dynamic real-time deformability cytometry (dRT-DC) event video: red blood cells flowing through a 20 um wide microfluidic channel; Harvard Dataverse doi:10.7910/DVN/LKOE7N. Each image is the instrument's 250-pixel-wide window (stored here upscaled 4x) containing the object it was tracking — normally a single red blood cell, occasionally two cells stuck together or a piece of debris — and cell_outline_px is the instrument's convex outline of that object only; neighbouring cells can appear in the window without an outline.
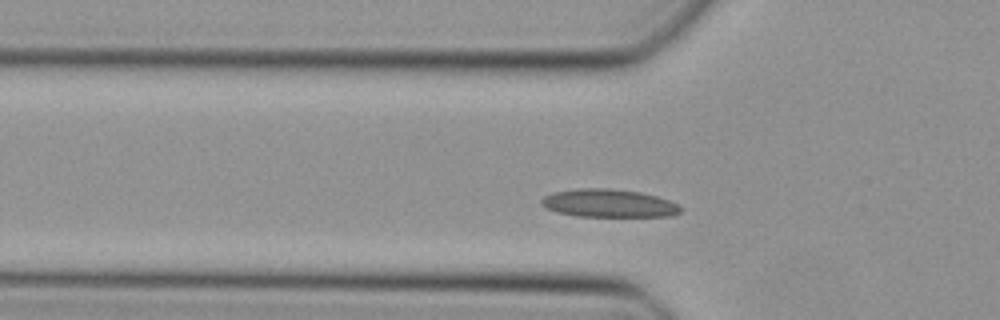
{"species": "Egyptian fruit bat (a non-hibernating species)", "species_latin": "Rousettus aegyptiacus", "temperature_condition": "cold", "stored_images_in_passage": 36, "camera_frame_rate_fps": 3000, "um_per_image_px": 0.085, "animal": {"sex": "female"}, "frame": {"image": 1, "passage_image": 3, "time_ms": 0.667, "image_size_px": [1000, 320], "cell_outline_px": [[684, 208], [680, 212], [672, 216], [576, 216], [556, 212], [540, 204], [540, 200], [544, 196], [552, 192], [576, 188], [612, 188], [640, 192], [656, 196], [668, 200]], "centroid_in_image_um": [51.72, 17.27], "position_along_channel_um": 74.1, "area_um2": 22.83}}
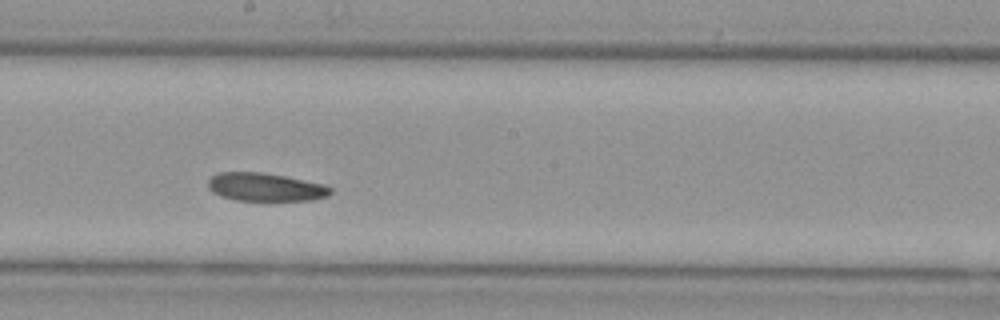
{"frame": {"image": 2, "passage_image": 14, "time_ms": 4.333, "image_size_px": [1000, 320], "cell_outline_px": [[332, 192], [328, 196], [312, 200], [236, 200], [220, 196], [212, 192], [208, 188], [208, 180], [212, 176], [220, 172], [260, 172], [284, 176], [324, 184], [332, 188]], "centroid_in_image_um": [22.55, 15.9], "position_along_channel_um": 225.7, "area_um2": 20.06}}
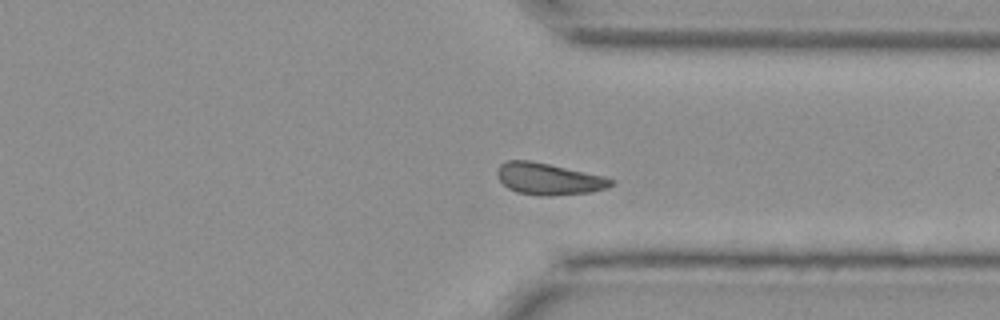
{"frame": {"image": 3, "passage_image": 24, "time_ms": 7.667, "image_size_px": [1000, 320], "cell_outline_px": [[616, 180], [608, 188], [592, 192], [552, 196], [540, 196], [516, 192], [508, 188], [496, 176], [496, 172], [500, 164], [508, 160], [528, 160], [548, 164], [604, 176]], "centroid_in_image_um": [46.64, 15.22], "position_along_channel_um": 364.8, "area_um2": 21.1}}